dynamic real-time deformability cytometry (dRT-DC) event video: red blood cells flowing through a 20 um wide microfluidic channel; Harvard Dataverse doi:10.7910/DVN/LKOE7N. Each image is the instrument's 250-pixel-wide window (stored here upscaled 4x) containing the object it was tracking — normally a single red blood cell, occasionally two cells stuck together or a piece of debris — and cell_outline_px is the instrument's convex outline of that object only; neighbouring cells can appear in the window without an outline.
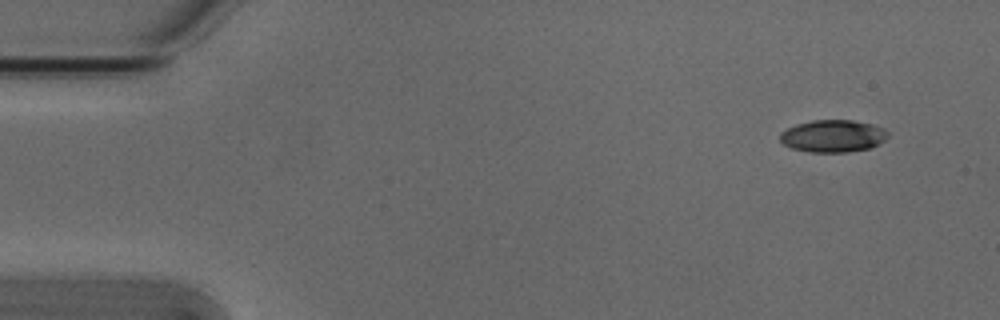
{"species": "Egyptian fruit bat (a non-hibernating species)", "species_latin": "Rousettus aegyptiacus", "temperature_condition": "cold", "stored_images_in_passage": 4, "camera_frame_rate_fps": 3000, "um_per_image_px": 0.085, "animal": {"sex": "male"}, "frame": {"image": 1, "passage_image": 1, "time_ms": 0.0, "image_size_px": [1000, 320], "cell_outline_px": [[888, 136], [880, 144], [868, 148], [848, 152], [808, 152], [792, 148], [784, 144], [780, 140], [780, 132], [796, 124], [812, 120], [852, 120], [872, 124], [884, 128], [888, 132]], "centroid_in_image_um": [70.8, 11.56], "position_along_channel_um": 14.2, "area_um2": 20.35}}
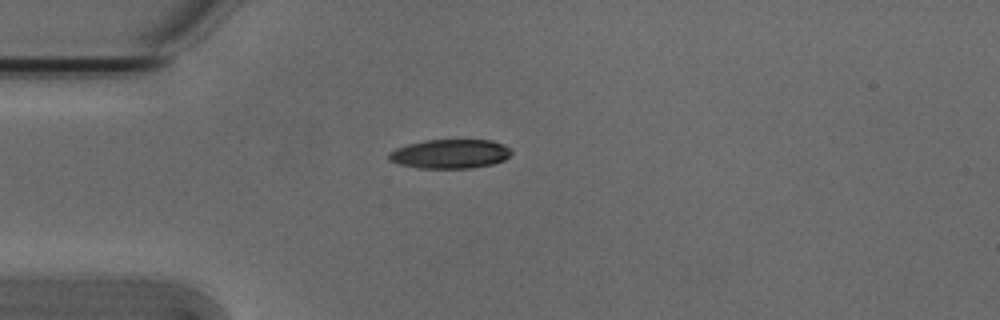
{"frame": {"image": 2, "passage_image": 4, "time_ms": 1.0, "image_size_px": [1000, 320], "cell_outline_px": [[512, 152], [504, 160], [492, 164], [472, 168], [420, 168], [400, 164], [388, 160], [388, 152], [396, 148], [408, 144], [424, 140], [492, 140], [504, 144], [512, 148]], "centroid_in_image_um": [38.27, 13.07], "position_along_channel_um": 46.7, "area_um2": 20.92}}